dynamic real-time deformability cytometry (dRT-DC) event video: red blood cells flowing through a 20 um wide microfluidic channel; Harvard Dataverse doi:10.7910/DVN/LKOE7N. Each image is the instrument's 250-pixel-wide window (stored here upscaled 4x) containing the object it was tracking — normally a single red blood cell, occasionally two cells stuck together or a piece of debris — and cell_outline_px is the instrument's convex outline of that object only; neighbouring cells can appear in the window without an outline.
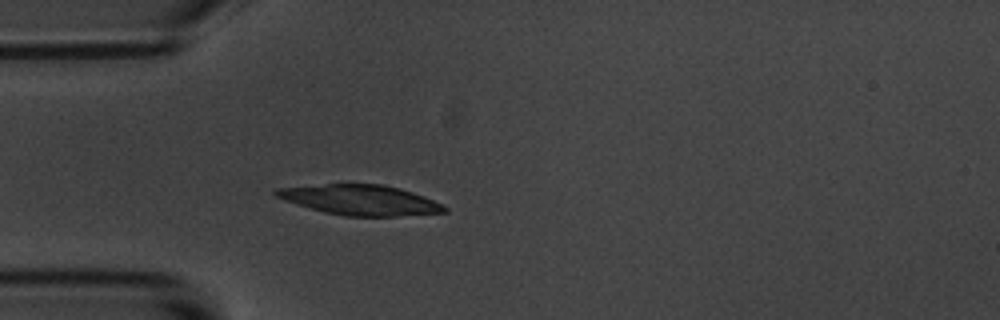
{"species": "common noctule bat (a hibernating species)", "species_latin": "Nyctalus noctula", "temperature_condition": "room temperature", "stored_images_in_passage": 4, "camera_frame_rate_fps": 3000, "um_per_image_px": 0.085, "animal": {"sex": "male", "body_mass_g": 20.1, "forearm_length_mm": 53.5}, "frame": {"image": 1, "passage_image": 4, "time_ms": 4.333, "image_size_px": [1000, 320], "cell_outline_px": [[448, 212], [396, 216], [344, 216], [324, 212], [284, 200], [272, 196], [272, 192], [276, 188], [328, 184], [380, 184], [400, 188], [424, 196], [444, 204], [448, 208]], "centroid_in_image_um": [30.63, 17.0], "position_along_channel_um": 54.4, "area_um2": 29.65}}